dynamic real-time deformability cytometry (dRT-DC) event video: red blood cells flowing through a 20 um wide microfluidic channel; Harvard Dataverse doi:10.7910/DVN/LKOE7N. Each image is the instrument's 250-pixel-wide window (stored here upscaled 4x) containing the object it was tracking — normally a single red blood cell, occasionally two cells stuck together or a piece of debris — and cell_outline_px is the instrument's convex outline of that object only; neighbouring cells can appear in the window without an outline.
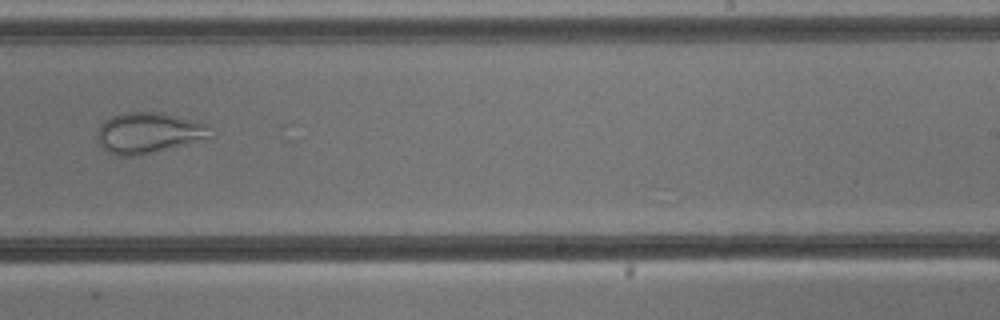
{"species": "common noctule bat (a hibernating species)", "species_latin": "Nyctalus noctula", "temperature_condition": "cold", "stored_images_in_passage": 9, "camera_frame_rate_fps": 3000, "um_per_image_px": 0.085, "animal": {"sex": "male", "body_mass_g": 13.3}, "frame": {"image": 1, "passage_image": 9, "time_ms": 10.333, "image_size_px": [1000, 320], "cell_outline_px": [[212, 136], [136, 156], [120, 156], [108, 152], [100, 144], [96, 136], [96, 128], [104, 120], [112, 116], [124, 112], [160, 112], [200, 120], [208, 124], [212, 128]], "centroid_in_image_um": [12.61, 11.25], "position_along_channel_um": 276.4, "area_um2": 26.93}}